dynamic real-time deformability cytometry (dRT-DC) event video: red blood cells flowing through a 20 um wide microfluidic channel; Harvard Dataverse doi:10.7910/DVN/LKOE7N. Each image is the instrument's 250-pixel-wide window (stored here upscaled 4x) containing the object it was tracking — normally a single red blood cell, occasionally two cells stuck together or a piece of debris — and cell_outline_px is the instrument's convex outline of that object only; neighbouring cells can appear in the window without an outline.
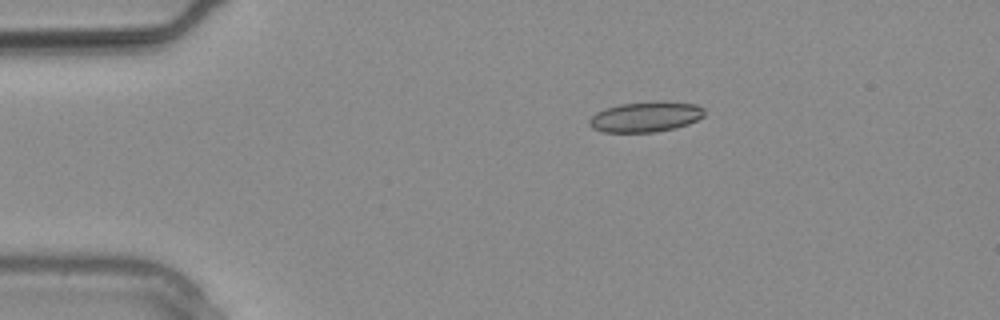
{"species": "common noctule bat (a hibernating species)", "species_latin": "Nyctalus noctula", "temperature_condition": "warm", "stored_images_in_passage": 6, "camera_frame_rate_fps": 3000, "um_per_image_px": 0.085, "animal": {"sex": "male", "body_mass_g": 20.4}, "frame": {"image": 1, "passage_image": 1, "time_ms": 0.0, "image_size_px": [1000, 320], "cell_outline_px": [[704, 116], [688, 124], [676, 128], [656, 132], [604, 132], [592, 128], [588, 124], [588, 120], [596, 112], [604, 108], [620, 104], [696, 104], [704, 108]], "centroid_in_image_um": [54.81, 9.98], "position_along_channel_um": 30.2, "area_um2": 19.54}}
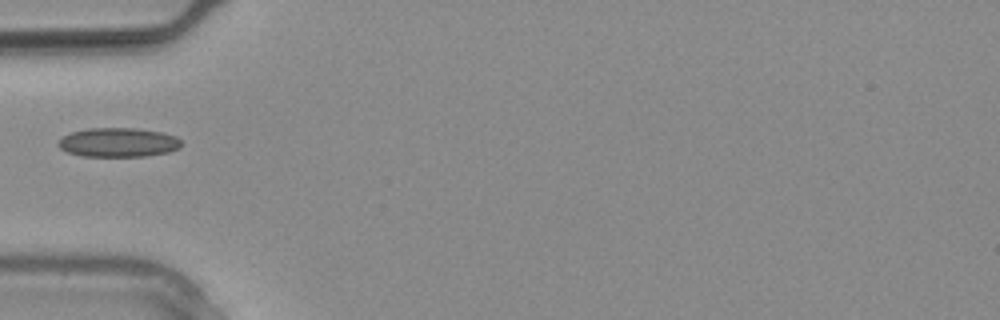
{"frame": {"image": 2, "passage_image": 5, "time_ms": 1.333, "image_size_px": [1000, 320], "cell_outline_px": [[184, 144], [180, 148], [168, 152], [144, 156], [80, 156], [68, 152], [60, 148], [56, 144], [60, 136], [72, 132], [88, 128], [136, 128], [160, 132], [176, 136]], "centroid_in_image_um": [10.03, 12.1], "position_along_channel_um": 75.0, "area_um2": 21.1}}